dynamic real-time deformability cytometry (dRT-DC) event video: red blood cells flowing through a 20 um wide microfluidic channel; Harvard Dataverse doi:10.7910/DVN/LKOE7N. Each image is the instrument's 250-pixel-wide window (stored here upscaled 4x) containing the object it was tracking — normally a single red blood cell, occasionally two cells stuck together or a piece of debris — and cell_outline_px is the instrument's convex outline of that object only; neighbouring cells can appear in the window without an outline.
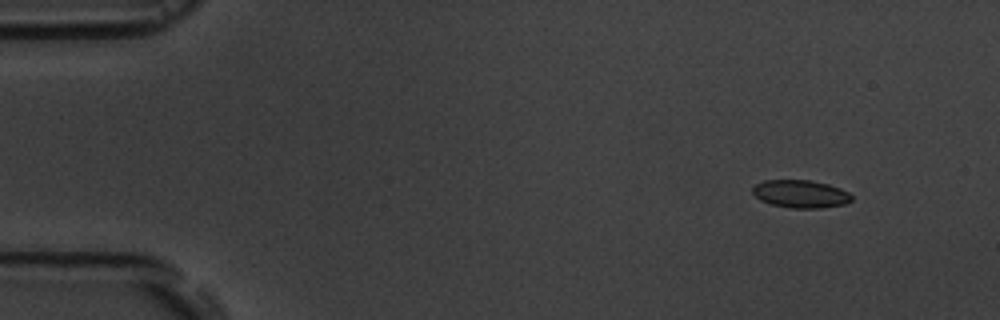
{"species": "common noctule bat (a hibernating species)", "species_latin": "Nyctalus noctula", "temperature_condition": "room temperature", "stored_images_in_passage": 5, "camera_frame_rate_fps": 3000, "um_per_image_px": 0.085, "animal": {"sex": "male", "body_mass_g": 19.5, "forearm_length_mm": 54.6}, "frame": {"image": 1, "passage_image": 2, "time_ms": 1.0, "image_size_px": [1000, 320], "cell_outline_px": [[852, 200], [844, 204], [820, 208], [792, 208], [772, 204], [760, 200], [752, 192], [752, 188], [756, 184], [764, 180], [812, 180], [828, 184], [840, 188], [848, 192], [852, 196]], "centroid_in_image_um": [68.05, 16.47], "position_along_channel_um": 16.9, "area_um2": 16.01}}